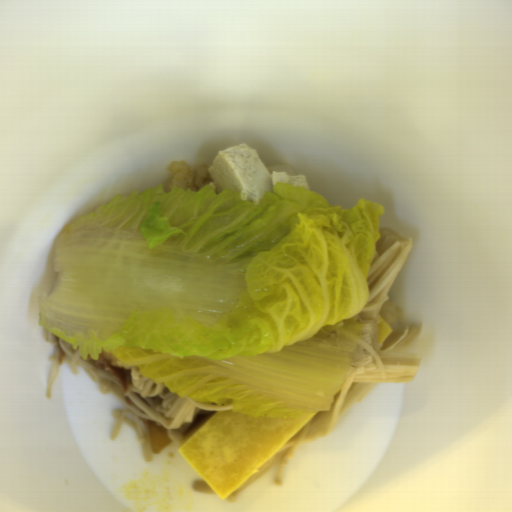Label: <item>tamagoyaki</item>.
<instances>
[{
    "instance_id": "obj_1",
    "label": "tamagoyaki",
    "mask_w": 512,
    "mask_h": 512,
    "mask_svg": "<svg viewBox=\"0 0 512 512\" xmlns=\"http://www.w3.org/2000/svg\"><path fill=\"white\" fill-rule=\"evenodd\" d=\"M319 412L281 418L244 416L231 408L213 412L178 451L227 500Z\"/></svg>"
},
{
    "instance_id": "obj_2",
    "label": "tamagoyaki",
    "mask_w": 512,
    "mask_h": 512,
    "mask_svg": "<svg viewBox=\"0 0 512 512\" xmlns=\"http://www.w3.org/2000/svg\"><path fill=\"white\" fill-rule=\"evenodd\" d=\"M377 327H378V342H383L385 340H388L394 331L378 313H377Z\"/></svg>"
}]
</instances>
